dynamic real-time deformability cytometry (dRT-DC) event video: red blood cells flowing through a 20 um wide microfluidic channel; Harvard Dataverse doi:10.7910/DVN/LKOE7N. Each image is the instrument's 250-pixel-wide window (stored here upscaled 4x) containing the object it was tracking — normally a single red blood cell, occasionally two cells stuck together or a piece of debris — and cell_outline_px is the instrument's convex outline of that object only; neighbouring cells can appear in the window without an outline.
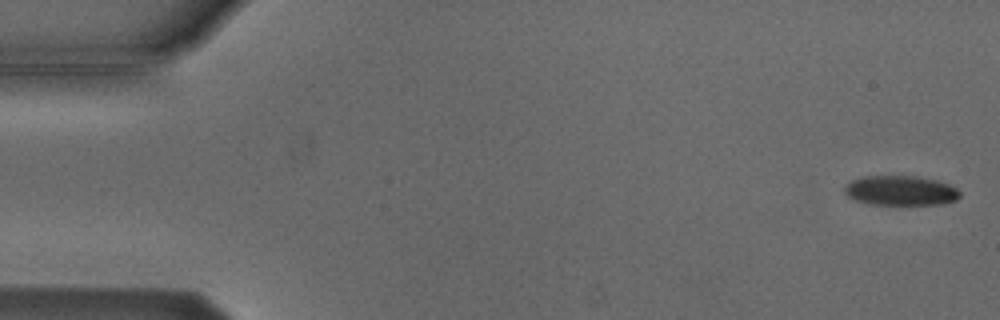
{"species": "Egyptian fruit bat (a non-hibernating species)", "species_latin": "Rousettus aegyptiacus", "temperature_condition": "cold", "stored_images_in_passage": 6, "camera_frame_rate_fps": 3000, "um_per_image_px": 0.085, "animal": {"sex": "male"}, "frame": {"image": 1, "passage_image": 1, "time_ms": 0.0, "image_size_px": [1000, 320], "cell_outline_px": [[960, 196], [956, 200], [940, 204], [868, 204], [852, 200], [844, 192], [844, 188], [852, 180], [864, 176], [916, 176], [936, 180], [948, 184], [956, 188], [960, 192]], "centroid_in_image_um": [76.53, 16.2], "position_along_channel_um": 8.5, "area_um2": 19.94}}
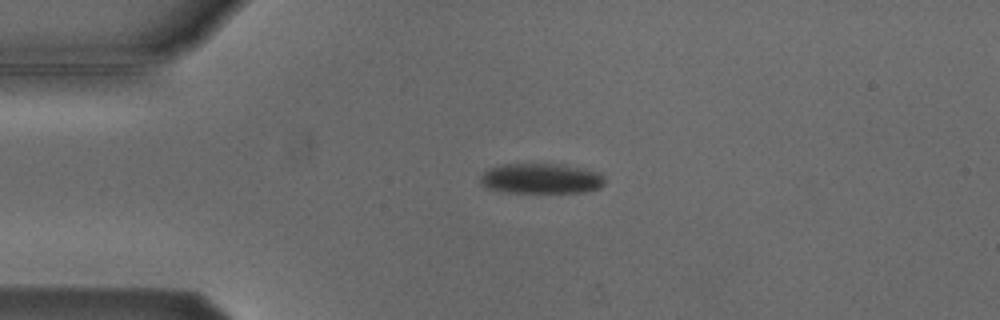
{"frame": {"image": 2, "passage_image": 4, "time_ms": 3.667, "image_size_px": [1000, 320], "cell_outline_px": [[604, 184], [600, 188], [584, 192], [504, 192], [488, 188], [480, 184], [480, 176], [488, 168], [500, 164], [564, 164], [600, 172], [604, 176]], "centroid_in_image_um": [45.99, 15.17], "position_along_channel_um": 39.0, "area_um2": 22.14}}
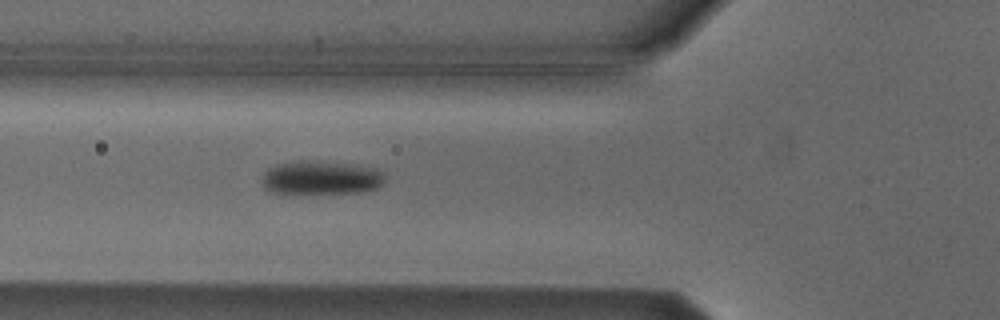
{"frame": {"image": 3, "passage_image": 6, "time_ms": 6.0, "image_size_px": [1000, 320], "cell_outline_px": [[384, 180], [376, 188], [360, 192], [292, 196], [280, 196], [264, 188], [264, 172], [268, 168], [276, 164], [300, 160], [304, 160], [356, 164], [376, 168], [384, 176]], "centroid_in_image_um": [27.21, 15.15], "position_along_channel_um": 98.6, "area_um2": 25.09}}